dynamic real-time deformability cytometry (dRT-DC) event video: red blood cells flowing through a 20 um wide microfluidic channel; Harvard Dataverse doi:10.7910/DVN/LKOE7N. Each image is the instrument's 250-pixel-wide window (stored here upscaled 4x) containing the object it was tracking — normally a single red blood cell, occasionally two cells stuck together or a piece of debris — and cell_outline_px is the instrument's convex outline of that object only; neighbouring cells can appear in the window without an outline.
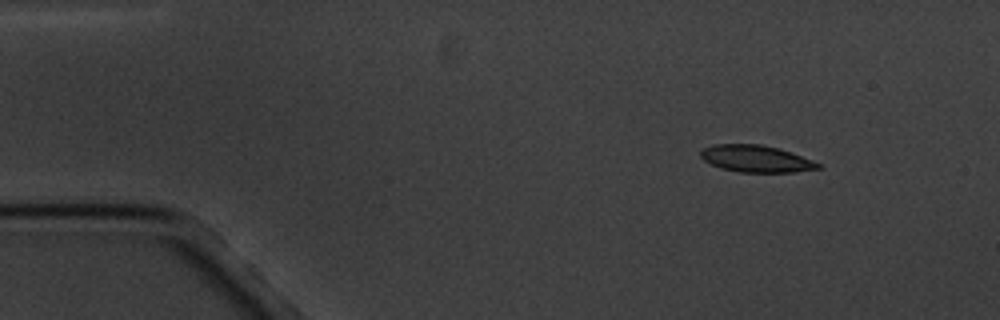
{"species": "common noctule bat (a hibernating species)", "species_latin": "Nyctalus noctula", "temperature_condition": "cold", "stored_images_in_passage": 7, "camera_frame_rate_fps": 3000, "um_per_image_px": 0.085, "animal": {"sex": "male", "body_mass_g": 20.1, "forearm_length_mm": 53.5}, "frame": {"image": 1, "passage_image": 1, "time_ms": 0.0, "image_size_px": [1000, 320], "cell_outline_px": [[820, 168], [796, 172], [740, 172], [720, 168], [704, 160], [700, 156], [700, 152], [704, 148], [712, 144], [760, 144], [776, 148], [812, 160], [820, 164]], "centroid_in_image_um": [64.22, 13.49], "position_along_channel_um": 20.8, "area_um2": 18.15}}
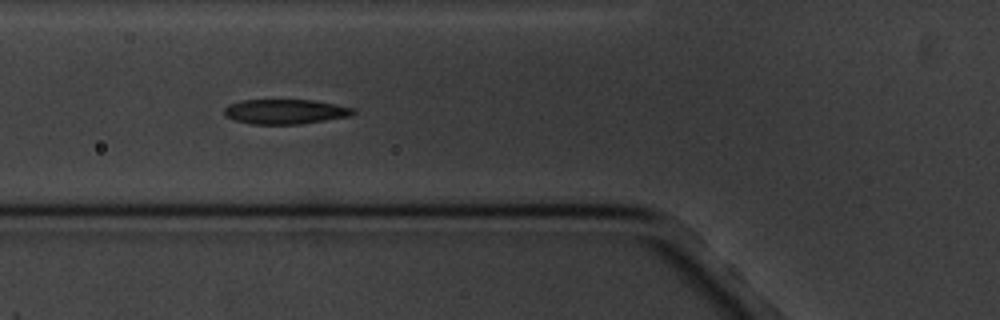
{"frame": {"image": 2, "passage_image": 5, "time_ms": 4.667, "image_size_px": [1000, 320], "cell_outline_px": [[356, 112], [352, 116], [300, 124], [252, 124], [232, 120], [224, 116], [224, 108], [228, 104], [240, 100], [312, 100], [336, 104], [356, 108]], "centroid_in_image_um": [24.24, 9.49], "position_along_channel_um": 101.6, "area_um2": 18.9}}
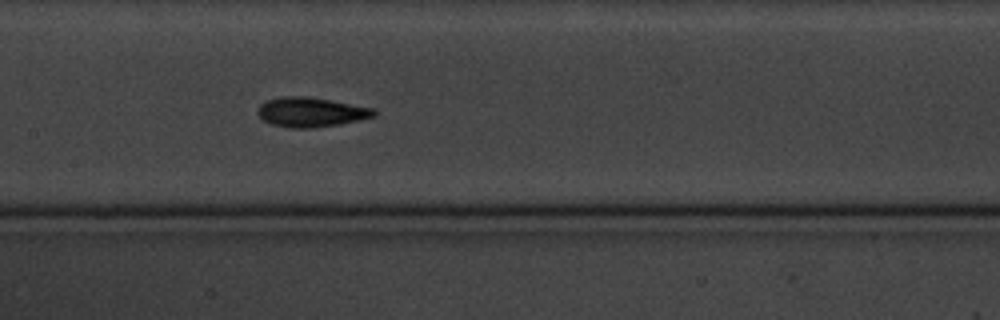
{"frame": {"image": 3, "passage_image": 7, "time_ms": 7.0, "image_size_px": [1000, 320], "cell_outline_px": [[376, 116], [360, 120], [340, 124], [312, 128], [288, 128], [272, 124], [264, 120], [256, 112], [256, 108], [260, 104], [268, 100], [284, 96], [300, 96], [328, 100], [376, 108]], "centroid_in_image_um": [26.44, 9.54], "position_along_channel_um": 181.0, "area_um2": 20.0}}